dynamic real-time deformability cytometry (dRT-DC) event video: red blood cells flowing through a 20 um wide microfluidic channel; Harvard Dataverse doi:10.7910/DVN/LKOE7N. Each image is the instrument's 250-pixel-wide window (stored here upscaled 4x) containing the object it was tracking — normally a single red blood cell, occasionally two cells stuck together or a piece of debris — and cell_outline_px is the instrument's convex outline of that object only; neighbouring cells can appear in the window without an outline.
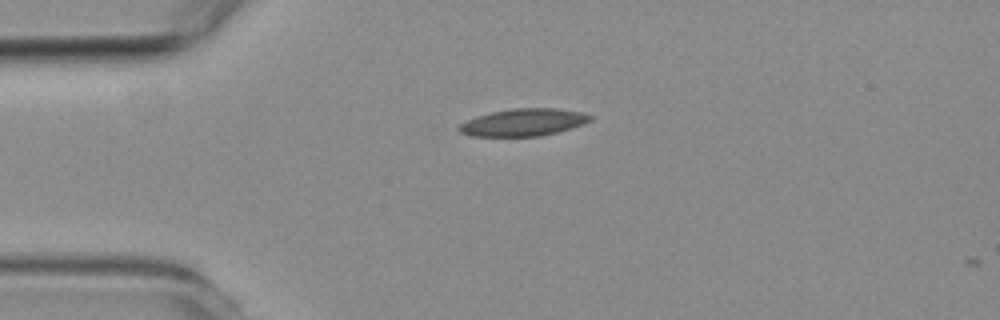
{"species": "common noctule bat (a hibernating species)", "species_latin": "Nyctalus noctula", "temperature_condition": "room temperature", "stored_images_in_passage": 2, "camera_frame_rate_fps": 3000, "um_per_image_px": 0.085, "animal": {"sex": "female", "body_mass_g": 19.3, "forearm_length_mm": 54.1}, "frame": {"image": 1, "passage_image": 1, "time_ms": 0.0, "image_size_px": [1000, 320], "cell_outline_px": [[592, 120], [584, 124], [572, 128], [540, 136], [472, 136], [460, 132], [456, 128], [460, 124], [476, 116], [492, 112], [512, 108], [556, 108], [584, 112], [592, 116]], "centroid_in_image_um": [44.52, 10.39], "position_along_channel_um": 40.5, "area_um2": 20.92}}